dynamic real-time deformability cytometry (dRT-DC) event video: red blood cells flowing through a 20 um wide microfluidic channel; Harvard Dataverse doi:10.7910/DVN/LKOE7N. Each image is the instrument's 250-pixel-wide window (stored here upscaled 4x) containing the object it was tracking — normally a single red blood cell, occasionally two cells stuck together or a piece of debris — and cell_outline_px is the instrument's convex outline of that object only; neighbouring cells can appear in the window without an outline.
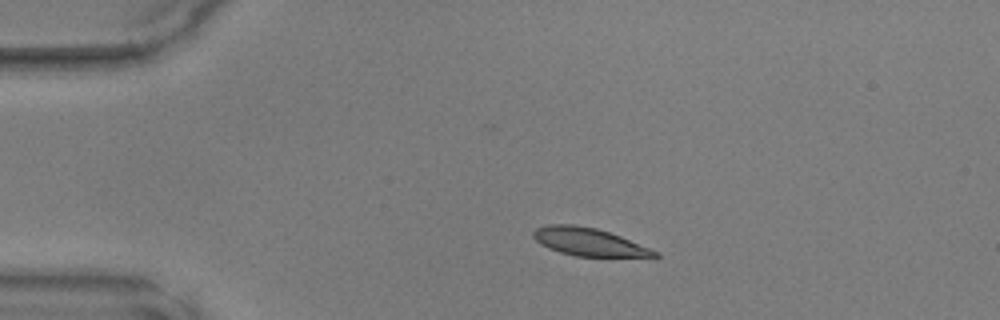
{"species": "common noctule bat (a hibernating species)", "species_latin": "Nyctalus noctula", "temperature_condition": "warm", "stored_images_in_passage": 6, "camera_frame_rate_fps": 3000, "um_per_image_px": 0.085, "animal": {"sex": "male", "body_mass_g": 17.9, "forearm_length_mm": 54.2}, "frame": {"image": 1, "passage_image": 1, "time_ms": 0.0, "image_size_px": [1000, 320], "cell_outline_px": [[660, 256], [576, 256], [560, 252], [548, 248], [540, 244], [532, 236], [532, 232], [536, 228], [548, 224], [572, 224], [596, 228], [620, 236], [660, 252]], "centroid_in_image_um": [50.0, 20.55], "position_along_channel_um": 35.0, "area_um2": 19.48}}